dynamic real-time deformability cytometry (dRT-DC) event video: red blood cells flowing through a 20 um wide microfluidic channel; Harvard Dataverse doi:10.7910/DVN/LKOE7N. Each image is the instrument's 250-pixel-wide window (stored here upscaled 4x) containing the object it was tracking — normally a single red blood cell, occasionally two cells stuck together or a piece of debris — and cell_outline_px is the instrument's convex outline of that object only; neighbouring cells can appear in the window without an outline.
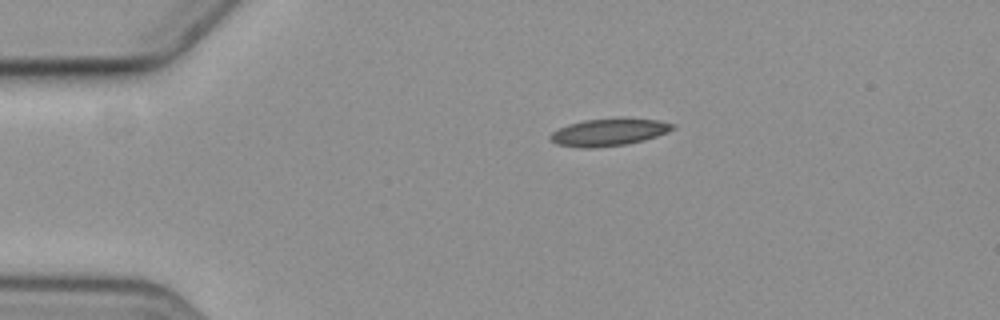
{"species": "common noctule bat (a hibernating species)", "species_latin": "Nyctalus noctula", "temperature_condition": "cold", "stored_images_in_passage": 3, "camera_frame_rate_fps": 3000, "um_per_image_px": 0.085, "animal": {"sex": "female", "body_mass_g": 19.3, "forearm_length_mm": 54.1}, "frame": {"image": 1, "passage_image": 3, "time_ms": 2.333, "image_size_px": [1000, 320], "cell_outline_px": [[676, 128], [668, 132], [644, 140], [624, 144], [596, 148], [580, 148], [556, 144], [548, 136], [552, 132], [568, 124], [584, 120], [624, 116], [660, 120], [676, 124]], "centroid_in_image_um": [51.8, 11.2], "position_along_channel_um": 33.2, "area_um2": 20.0}}